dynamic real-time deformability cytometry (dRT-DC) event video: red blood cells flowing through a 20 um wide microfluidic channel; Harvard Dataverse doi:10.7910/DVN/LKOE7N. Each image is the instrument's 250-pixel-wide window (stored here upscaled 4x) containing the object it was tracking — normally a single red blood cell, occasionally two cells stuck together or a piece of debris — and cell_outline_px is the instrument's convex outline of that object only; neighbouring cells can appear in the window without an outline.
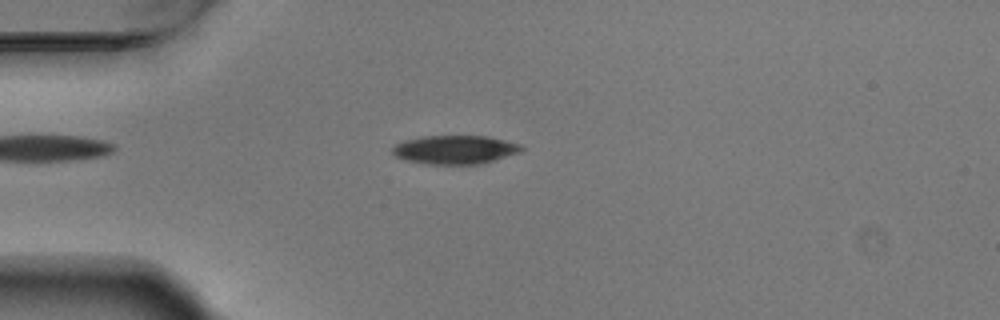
{"species": "Egyptian fruit bat (a non-hibernating species)", "species_latin": "Rousettus aegyptiacus", "temperature_condition": "warm", "stored_images_in_passage": 5, "camera_frame_rate_fps": 3000, "um_per_image_px": 0.085, "animal": {"sex": "male"}, "frame": {"image": 1, "passage_image": 3, "time_ms": 0.667, "image_size_px": [1000, 320], "cell_outline_px": [[524, 148], [520, 152], [480, 164], [428, 164], [408, 160], [396, 156], [392, 152], [392, 148], [396, 144], [404, 140], [420, 136], [488, 136], [520, 144]], "centroid_in_image_um": [38.67, 12.71], "position_along_channel_um": 46.3, "area_um2": 21.39}}
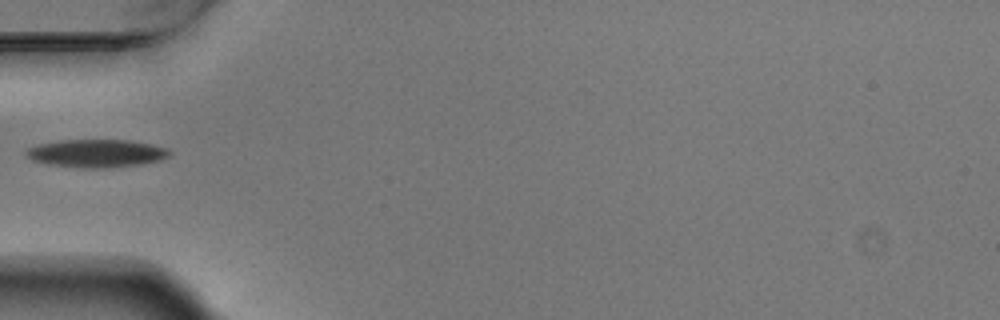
{"frame": {"image": 2, "passage_image": 4, "time_ms": 1.0, "image_size_px": [1000, 320], "cell_outline_px": [[172, 152], [168, 156], [160, 160], [140, 164], [108, 168], [80, 168], [48, 164], [32, 160], [24, 152], [28, 148], [40, 144], [60, 140], [124, 140], [148, 144], [164, 148]], "centroid_in_image_um": [8.16, 13.04], "position_along_channel_um": 76.8, "area_um2": 23.06}}
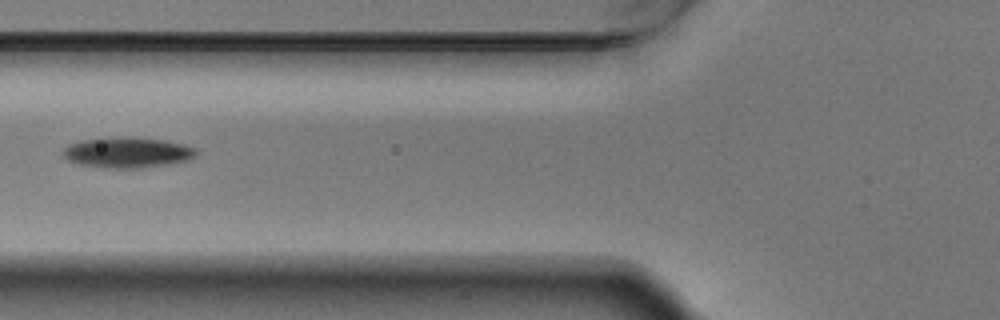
{"frame": {"image": 3, "passage_image": 5, "time_ms": 1.333, "image_size_px": [1000, 320], "cell_outline_px": [[196, 156], [184, 160], [164, 164], [140, 168], [108, 168], [80, 164], [68, 160], [60, 152], [68, 144], [80, 140], [128, 136], [164, 140], [196, 148]], "centroid_in_image_um": [10.76, 12.95], "position_along_channel_um": 115.0, "area_um2": 23.47}}